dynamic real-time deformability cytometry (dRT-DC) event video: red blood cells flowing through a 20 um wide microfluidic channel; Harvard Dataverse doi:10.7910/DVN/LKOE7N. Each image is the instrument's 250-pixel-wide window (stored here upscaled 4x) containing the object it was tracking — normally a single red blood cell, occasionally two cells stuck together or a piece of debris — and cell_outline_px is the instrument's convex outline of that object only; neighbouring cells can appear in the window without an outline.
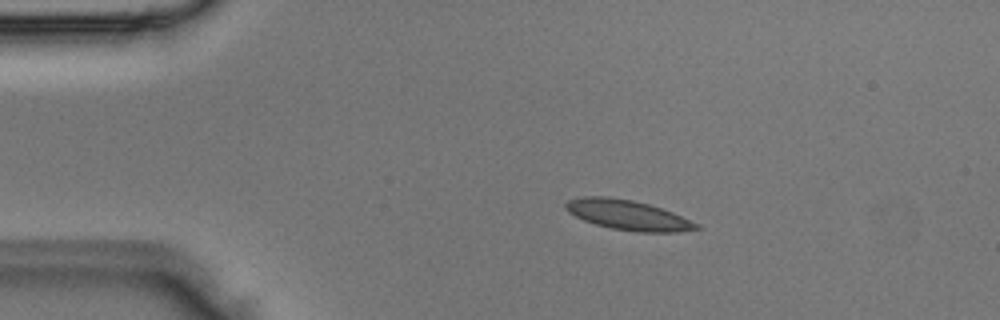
{"species": "Egyptian fruit bat (a non-hibernating species)", "species_latin": "Rousettus aegyptiacus", "temperature_condition": "room temperature", "stored_images_in_passage": 4, "camera_frame_rate_fps": 3000, "um_per_image_px": 0.085, "animal": {"sex": "male"}, "frame": {"image": 1, "passage_image": 2, "time_ms": 0.333, "image_size_px": [1000, 320], "cell_outline_px": [[704, 228], [676, 232], [636, 232], [612, 228], [596, 224], [584, 220], [568, 212], [564, 208], [564, 204], [568, 200], [584, 196], [608, 196], [632, 200], [648, 204], [672, 212], [700, 224]], "centroid_in_image_um": [53.38, 18.28], "position_along_channel_um": 31.6, "area_um2": 22.77}}
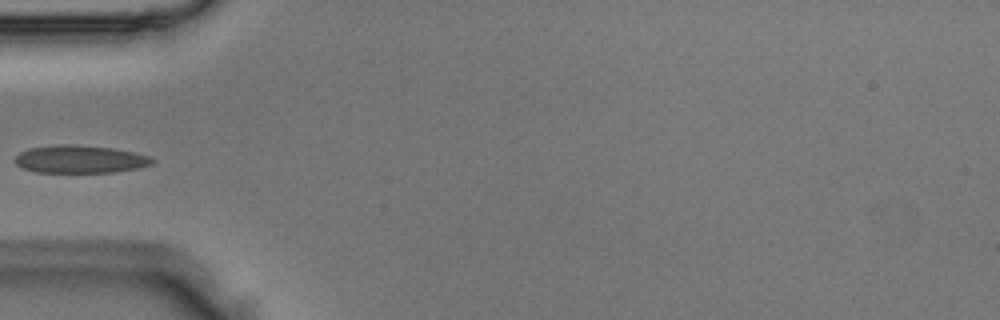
{"frame": {"image": 2, "passage_image": 4, "time_ms": 1.0, "image_size_px": [1000, 320], "cell_outline_px": [[156, 160], [152, 164], [140, 168], [112, 172], [36, 172], [24, 168], [16, 164], [12, 160], [20, 152], [28, 148], [60, 144], [76, 144], [112, 148], [132, 152], [148, 156]], "centroid_in_image_um": [6.79, 13.53], "position_along_channel_um": 78.2, "area_um2": 22.25}}